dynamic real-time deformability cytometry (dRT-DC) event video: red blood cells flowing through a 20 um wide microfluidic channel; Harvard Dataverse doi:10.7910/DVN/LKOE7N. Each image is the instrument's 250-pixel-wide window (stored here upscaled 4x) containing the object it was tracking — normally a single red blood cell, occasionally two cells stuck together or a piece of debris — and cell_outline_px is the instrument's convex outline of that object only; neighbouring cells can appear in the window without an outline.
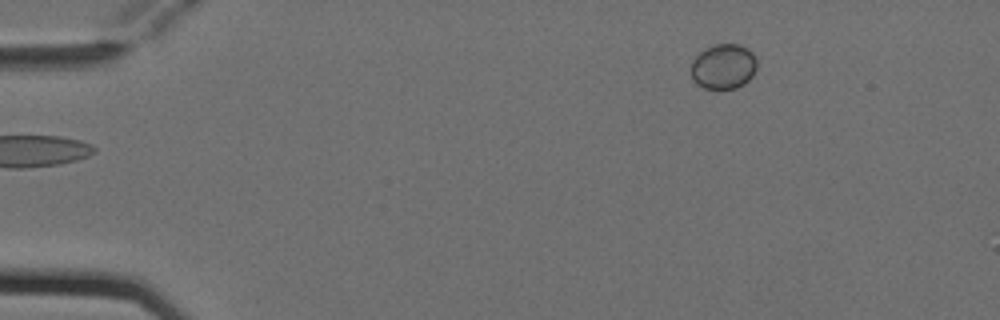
{"species": "Egyptian fruit bat (a non-hibernating species)", "species_latin": "Rousettus aegyptiacus", "temperature_condition": "cold", "stored_images_in_passage": 5, "camera_frame_rate_fps": 3000, "um_per_image_px": 0.085, "animal": {"sex": "female"}, "frame": {"image": 1, "passage_image": 1, "time_ms": 0.0, "image_size_px": [1000, 320], "cell_outline_px": [[756, 68], [752, 76], [744, 84], [736, 88], [704, 88], [696, 84], [692, 80], [692, 60], [704, 48], [716, 44], [740, 44], [748, 48], [752, 52], [756, 60]], "centroid_in_image_um": [61.49, 5.64], "position_along_channel_um": 23.5, "area_um2": 17.34}}
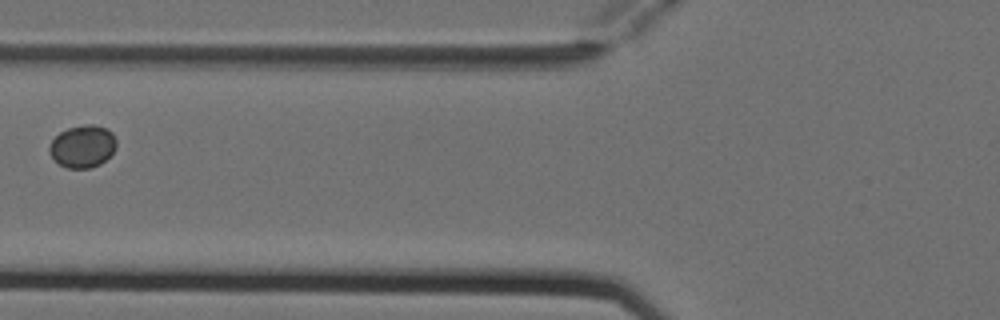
{"frame": {"image": 2, "passage_image": 4, "time_ms": 1.0, "image_size_px": [1000, 320], "cell_outline_px": [[116, 148], [100, 164], [88, 168], [68, 168], [60, 164], [48, 152], [48, 148], [52, 140], [60, 132], [68, 128], [84, 124], [92, 124], [108, 128], [112, 132], [116, 140]], "centroid_in_image_um": [7.03, 12.42], "position_along_channel_um": 118.8, "area_um2": 16.47}}
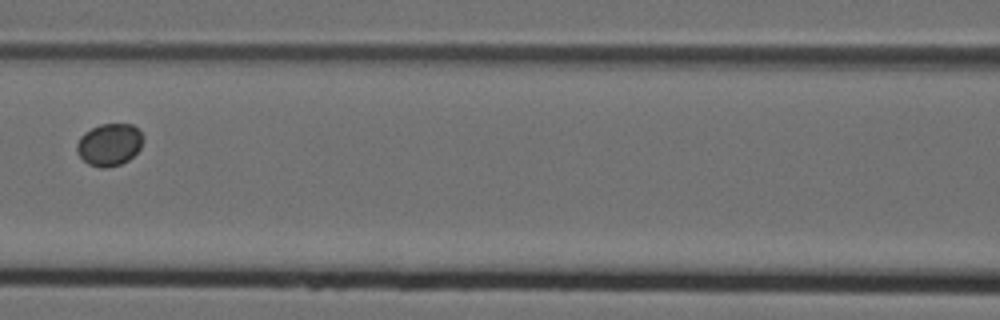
{"frame": {"image": 3, "passage_image": 5, "time_ms": 1.333, "image_size_px": [1000, 320], "cell_outline_px": [[144, 140], [140, 148], [128, 160], [120, 164], [104, 168], [100, 168], [88, 164], [76, 152], [76, 144], [80, 136], [84, 132], [100, 124], [132, 124], [144, 136]], "centroid_in_image_um": [9.28, 12.28], "position_along_channel_um": 157.3, "area_um2": 16.36}}